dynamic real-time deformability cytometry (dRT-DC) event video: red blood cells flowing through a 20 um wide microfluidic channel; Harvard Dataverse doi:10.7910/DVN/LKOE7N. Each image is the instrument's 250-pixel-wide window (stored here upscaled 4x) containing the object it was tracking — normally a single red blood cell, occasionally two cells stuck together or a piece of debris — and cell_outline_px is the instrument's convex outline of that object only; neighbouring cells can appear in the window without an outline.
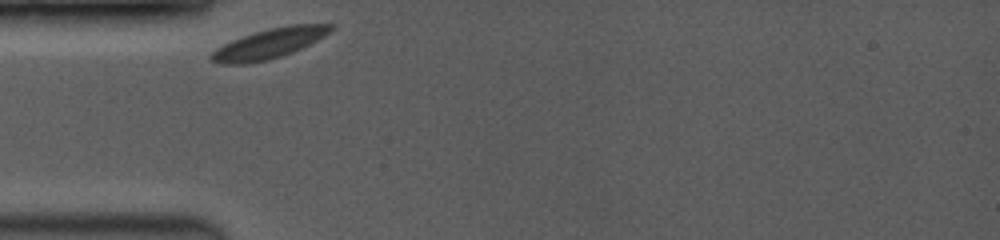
{"species": "common noctule bat (a hibernating species)", "species_latin": "Nyctalus noctula", "temperature_condition": "room temperature", "stored_images_in_passage": 27, "camera_frame_rate_fps": 3500, "um_per_image_px": 0.085, "animal": {"sex": "female", "body_mass_g": 19.0, "forearm_length_mm": 53.3}, "frame": {"image": 1, "passage_image": 1, "time_ms": 0.0, "image_size_px": [1000, 240], "cell_outline_px": [[336, 24], [324, 36], [292, 52], [268, 60], [244, 64], [220, 64], [212, 60], [208, 56], [216, 48], [224, 44], [244, 36], [256, 32], [288, 24]], "centroid_in_image_um": [22.86, 3.71], "position_along_channel_um": 62.1, "area_um2": 20.4}}
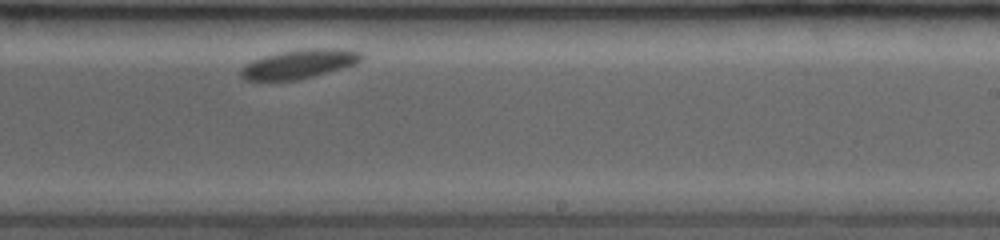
{"frame": {"image": 2, "passage_image": 15, "time_ms": 5.714, "image_size_px": [1000, 240], "cell_outline_px": [[364, 56], [356, 64], [300, 80], [244, 80], [240, 76], [240, 68], [264, 56], [280, 52], [304, 48], [340, 48], [360, 52]], "centroid_in_image_um": [25.45, 5.44], "position_along_channel_um": 263.5, "area_um2": 20.29}}
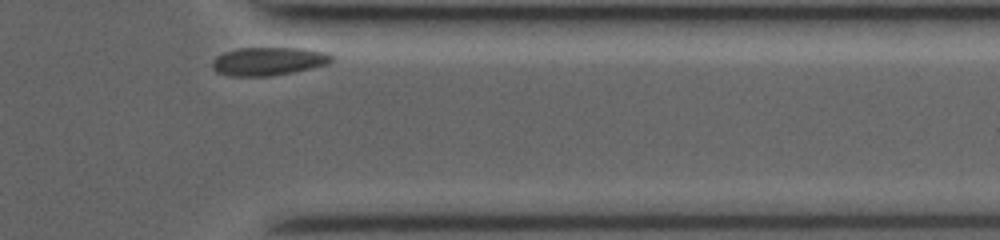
{"frame": {"image": 3, "passage_image": 27, "time_ms": 9.143, "image_size_px": [1000, 240], "cell_outline_px": [[336, 60], [328, 64], [292, 72], [268, 76], [228, 76], [216, 72], [212, 68], [212, 60], [216, 56], [224, 52], [240, 48], [304, 48], [328, 52], [336, 56]], "centroid_in_image_um": [22.86, 5.2], "position_along_channel_um": 388.5, "area_um2": 19.94}}